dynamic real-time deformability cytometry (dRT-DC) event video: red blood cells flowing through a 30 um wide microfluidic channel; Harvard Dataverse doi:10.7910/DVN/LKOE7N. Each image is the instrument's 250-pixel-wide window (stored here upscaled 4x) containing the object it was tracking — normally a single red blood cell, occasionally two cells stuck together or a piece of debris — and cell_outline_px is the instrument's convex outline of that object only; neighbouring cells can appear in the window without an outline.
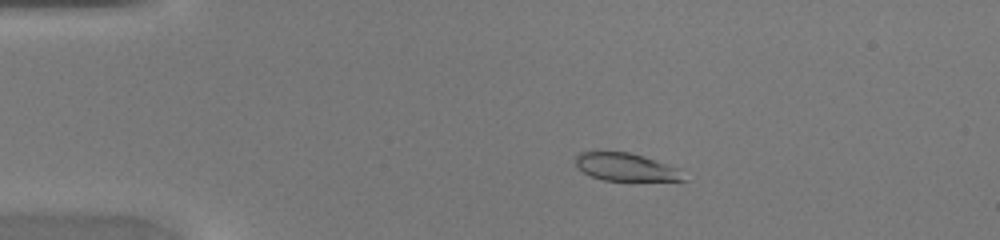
{"species": "common noctule bat (a hibernating species)", "species_latin": "Nyctalus noctula", "temperature_condition": "warm", "stored_images_in_passage": 45, "camera_frame_rate_fps": 3000, "um_per_image_px": 0.085, "animal": {"sex": "female", "body_mass_g": 20.0, "forearm_length_mm": 54.0}, "frame": {"image": 1, "passage_image": 9, "time_ms": 2.667, "image_size_px": [1000, 240], "cell_outline_px": [[688, 180], [604, 180], [592, 176], [584, 172], [576, 164], [576, 156], [580, 152], [628, 152], [644, 156], [680, 168]], "centroid_in_image_um": [53.26, 14.2], "position_along_channel_um": 31.7, "area_um2": 17.28}}
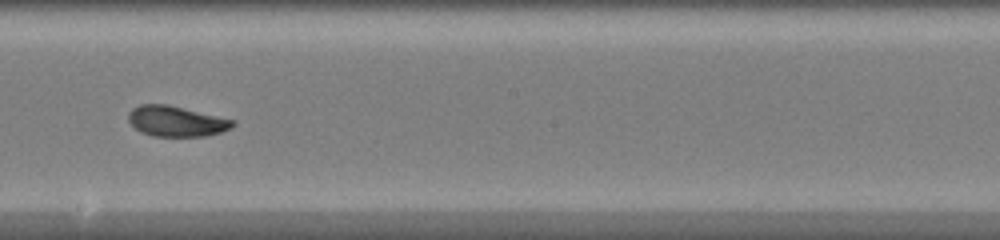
{"frame": {"image": 2, "passage_image": 26, "time_ms": 8.333, "image_size_px": [1000, 240], "cell_outline_px": [[236, 124], [232, 128], [220, 132], [204, 136], [152, 136], [140, 132], [128, 120], [128, 112], [132, 108], [140, 104], [168, 104], [236, 120]], "centroid_in_image_um": [14.99, 10.3], "position_along_channel_um": 233.2, "area_um2": 18.67}}
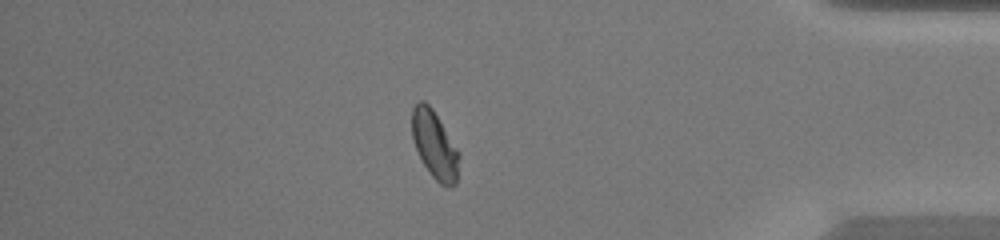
{"frame": {"image": 3, "passage_image": 39, "time_ms": 12.667, "image_size_px": [1000, 240], "cell_outline_px": [[460, 156], [456, 184], [452, 188], [448, 188], [440, 184], [432, 176], [424, 164], [416, 148], [412, 136], [412, 108], [420, 100], [424, 100], [432, 108], [460, 152]], "centroid_in_image_um": [36.97, 12.34], "position_along_channel_um": 398.2, "area_um2": 18.61}}